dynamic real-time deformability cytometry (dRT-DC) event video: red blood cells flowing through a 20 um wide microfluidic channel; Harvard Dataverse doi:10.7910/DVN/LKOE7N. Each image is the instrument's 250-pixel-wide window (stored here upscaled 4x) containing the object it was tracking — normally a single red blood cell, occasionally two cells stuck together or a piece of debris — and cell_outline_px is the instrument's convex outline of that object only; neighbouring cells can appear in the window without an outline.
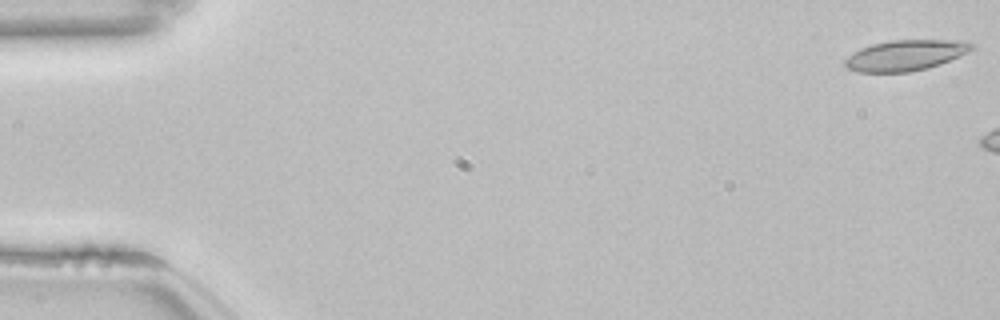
{"species": "common noctule bat (a hibernating species)", "species_latin": "Nyctalus noctula", "temperature_condition": "room temperature", "stored_images_in_passage": 8, "camera_frame_rate_fps": 3000, "um_per_image_px": 0.085, "animal": {"sex": "female", "body_mass_g": 22.7, "forearm_length_mm": 54.2}, "frame": {"image": 1, "passage_image": 1, "time_ms": 0.0, "image_size_px": [1000, 320], "cell_outline_px": [[972, 48], [968, 52], [940, 64], [928, 68], [908, 72], [860, 72], [848, 68], [844, 64], [844, 60], [848, 56], [860, 48], [872, 44], [892, 40], [968, 40], [972, 44]], "centroid_in_image_um": [76.97, 4.69], "position_along_channel_um": 8.0, "area_um2": 22.54}}